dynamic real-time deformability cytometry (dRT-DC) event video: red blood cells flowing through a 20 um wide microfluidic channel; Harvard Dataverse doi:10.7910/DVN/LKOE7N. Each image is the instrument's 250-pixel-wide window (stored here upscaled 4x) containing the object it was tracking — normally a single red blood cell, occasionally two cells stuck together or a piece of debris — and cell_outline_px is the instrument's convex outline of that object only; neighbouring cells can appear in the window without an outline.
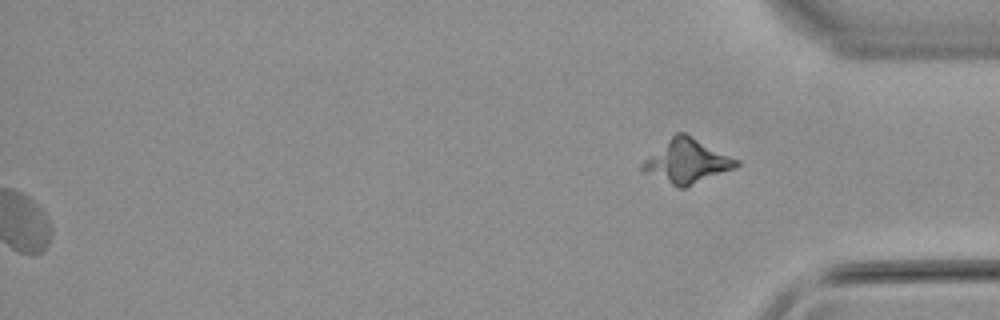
{"species": "common noctule bat (a hibernating species)", "species_latin": "Nyctalus noctula", "temperature_condition": "warm", "stored_images_in_passage": 57, "segment_of_instrument_passage": [2, 2], "camera_frame_rate_fps": 3000, "um_per_image_px": 0.085, "animal": {"sex": "male", "body_mass_g": 21.5, "forearm_length_mm": 52.0}, "frame": {"image": 1, "passage_image": 57, "time_ms": 18.667, "image_size_px": [1000, 320], "cell_outline_px": [[740, 164], [732, 168], [684, 188], [676, 188], [640, 172], [640, 164], [644, 160], [676, 132], [684, 132], [740, 160]], "centroid_in_image_um": [58.33, 13.72], "position_along_channel_um": 376.9, "area_um2": 23.87}}